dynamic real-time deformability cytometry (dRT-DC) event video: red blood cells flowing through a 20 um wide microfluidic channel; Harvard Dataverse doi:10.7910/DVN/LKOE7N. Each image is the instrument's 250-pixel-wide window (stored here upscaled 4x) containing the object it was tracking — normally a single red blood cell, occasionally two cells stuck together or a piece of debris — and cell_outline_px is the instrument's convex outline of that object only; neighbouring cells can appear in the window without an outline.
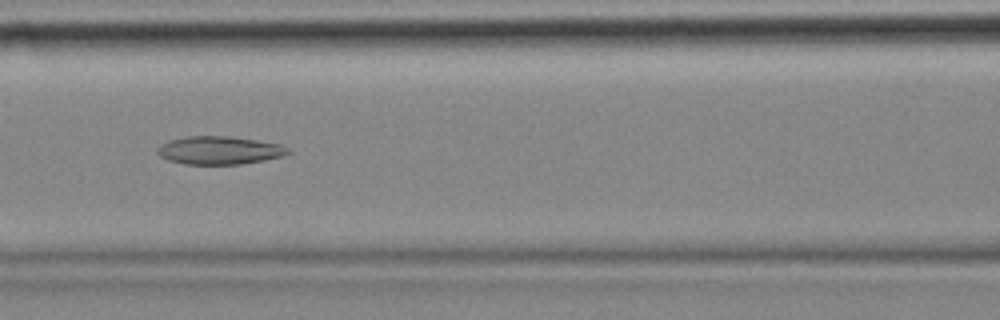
{"species": "common noctule bat (a hibernating species)", "species_latin": "Nyctalus noctula", "temperature_condition": "cold", "stored_images_in_passage": 45, "camera_frame_rate_fps": 3000, "um_per_image_px": 0.085, "animal": {"sex": "female", "body_mass_g": 18.4}, "frame": {"image": 1, "passage_image": 12, "time_ms": 3.667, "image_size_px": [1000, 320], "cell_outline_px": [[292, 152], [284, 156], [264, 160], [240, 164], [184, 164], [168, 160], [160, 156], [156, 152], [156, 148], [160, 144], [168, 140], [188, 136], [228, 136], [256, 140], [280, 144], [288, 148]], "centroid_in_image_um": [18.63, 12.77], "position_along_channel_um": 148.0, "area_um2": 21.5}}
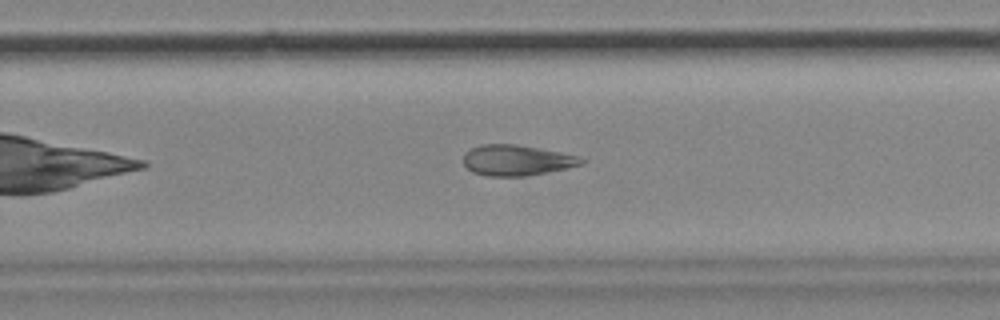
{"frame": {"image": 2, "passage_image": 24, "time_ms": 7.667, "image_size_px": [1000, 320], "cell_outline_px": [[584, 164], [568, 168], [524, 176], [488, 176], [472, 172], [464, 164], [464, 152], [480, 144], [516, 144], [584, 156]], "centroid_in_image_um": [43.96, 13.61], "position_along_channel_um": 285.8, "area_um2": 21.21}}
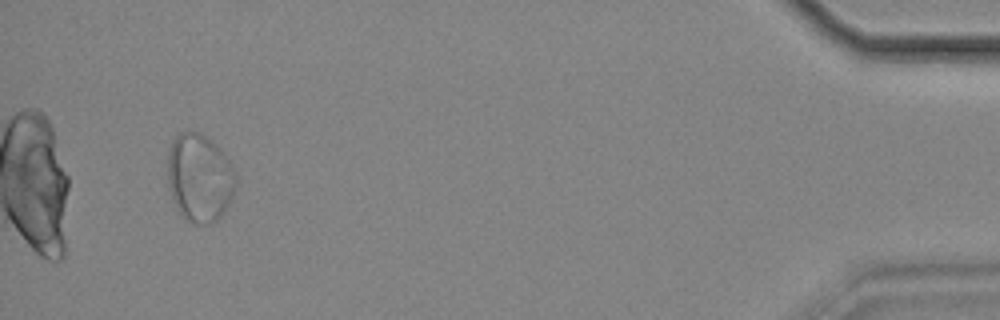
{"frame": {"image": 3, "passage_image": 42, "time_ms": 13.667, "image_size_px": [1000, 320], "cell_outline_px": [[236, 188], [224, 212], [216, 220], [208, 224], [192, 224], [180, 216], [176, 212], [168, 192], [168, 148], [172, 140], [180, 132], [200, 132], [216, 144], [220, 148], [232, 164], [236, 172]], "centroid_in_image_um": [16.94, 15.14], "position_along_channel_um": 418.3, "area_um2": 35.84}, "authors_computed_cell_mechanics": {"area_um2": 23.5824, "velocity_mm_per_s": 3.4614, "shape_relaxation_time_tau1_ms": null, "shape_relaxation_time_tau2_ms": 8.5244, "deformation_change_tau1": null, "deformation_change_tau2": 0.1849}}